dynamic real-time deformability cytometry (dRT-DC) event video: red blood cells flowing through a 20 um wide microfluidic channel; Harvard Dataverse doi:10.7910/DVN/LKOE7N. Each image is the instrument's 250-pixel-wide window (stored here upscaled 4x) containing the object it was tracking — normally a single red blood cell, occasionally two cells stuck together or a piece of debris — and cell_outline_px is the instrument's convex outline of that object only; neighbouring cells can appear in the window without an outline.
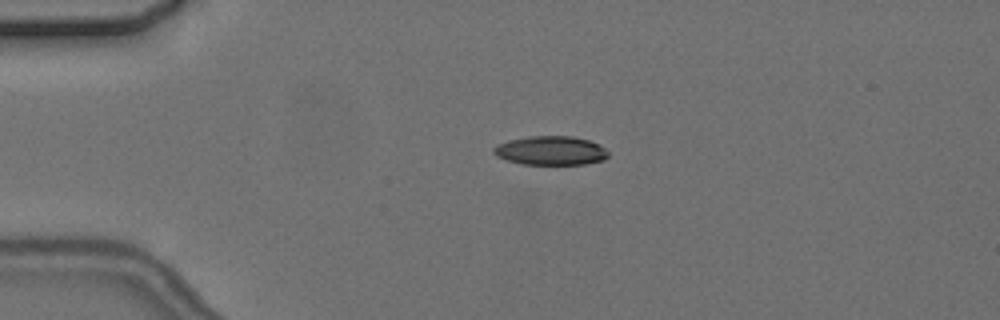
{"species": "common noctule bat (a hibernating species)", "species_latin": "Nyctalus noctula", "temperature_condition": "cold", "stored_images_in_passage": 3, "camera_frame_rate_fps": 3000, "um_per_image_px": 0.085, "animal": {"sex": "female", "body_mass_g": 24.6, "forearm_length_mm": 56.2}, "frame": {"image": 1, "passage_image": 2, "time_ms": 1.333, "image_size_px": [1000, 320], "cell_outline_px": [[608, 156], [604, 160], [584, 164], [524, 164], [508, 160], [496, 156], [492, 152], [492, 148], [496, 144], [508, 140], [528, 136], [572, 136], [588, 140], [600, 144], [608, 152]], "centroid_in_image_um": [46.79, 12.79], "position_along_channel_um": 38.2, "area_um2": 19.42}}